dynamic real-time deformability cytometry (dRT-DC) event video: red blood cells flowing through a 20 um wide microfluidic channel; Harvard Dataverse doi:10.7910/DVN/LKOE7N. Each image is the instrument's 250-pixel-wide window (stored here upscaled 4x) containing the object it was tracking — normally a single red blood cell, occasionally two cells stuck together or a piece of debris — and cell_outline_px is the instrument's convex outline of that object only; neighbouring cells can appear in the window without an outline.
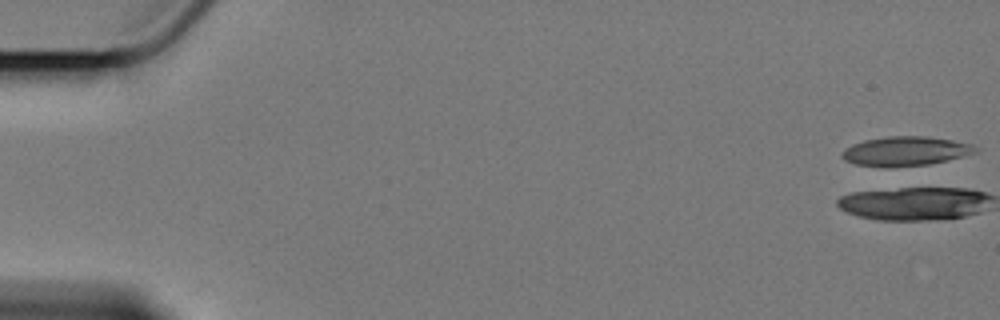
{"species": "Egyptian fruit bat (a non-hibernating species)", "species_latin": "Rousettus aegyptiacus", "temperature_condition": "cold", "stored_images_in_passage": 4, "camera_frame_rate_fps": 3000, "um_per_image_px": 0.085, "animal": {"sex": "female"}, "frame": {"image": 1, "passage_image": 1, "time_ms": 0.0, "image_size_px": [1000, 320], "cell_outline_px": [[980, 152], [948, 160], [928, 164], [856, 164], [844, 160], [840, 156], [840, 152], [852, 144], [864, 140], [888, 136], [924, 136], [952, 140], [972, 144], [980, 148]], "centroid_in_image_um": [77.04, 12.8], "position_along_channel_um": 8.0, "area_um2": 22.08}}